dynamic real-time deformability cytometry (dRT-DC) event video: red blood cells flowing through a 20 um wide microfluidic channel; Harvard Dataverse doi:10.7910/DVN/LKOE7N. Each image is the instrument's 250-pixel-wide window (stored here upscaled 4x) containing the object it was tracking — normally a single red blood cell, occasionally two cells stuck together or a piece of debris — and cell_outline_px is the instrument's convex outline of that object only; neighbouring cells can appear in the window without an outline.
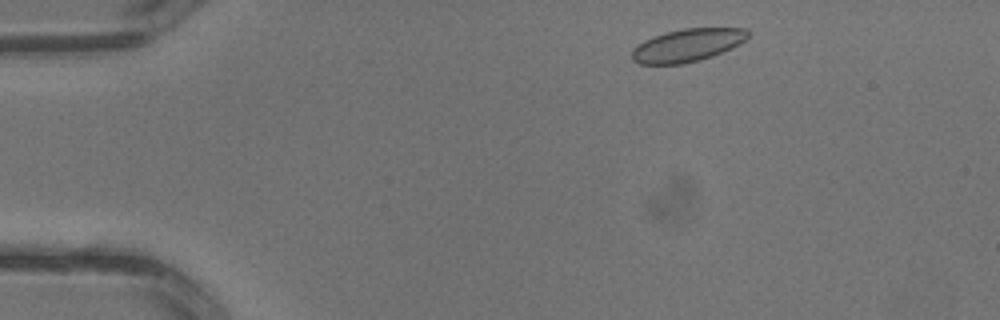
{"species": "common noctule bat (a hibernating species)", "species_latin": "Nyctalus noctula", "temperature_condition": "warm", "stored_images_in_passage": 2, "camera_frame_rate_fps": 3000, "um_per_image_px": 0.085, "animal": {"sex": "male", "body_mass_g": 13.3}, "frame": {"image": 1, "passage_image": 1, "time_ms": 0.0, "image_size_px": [1000, 320], "cell_outline_px": [[748, 36], [740, 44], [732, 48], [712, 56], [700, 60], [684, 64], [640, 64], [632, 60], [632, 52], [644, 40], [652, 36], [664, 32], [684, 28], [748, 28]], "centroid_in_image_um": [58.44, 3.84], "position_along_channel_um": 26.6, "area_um2": 22.2}}